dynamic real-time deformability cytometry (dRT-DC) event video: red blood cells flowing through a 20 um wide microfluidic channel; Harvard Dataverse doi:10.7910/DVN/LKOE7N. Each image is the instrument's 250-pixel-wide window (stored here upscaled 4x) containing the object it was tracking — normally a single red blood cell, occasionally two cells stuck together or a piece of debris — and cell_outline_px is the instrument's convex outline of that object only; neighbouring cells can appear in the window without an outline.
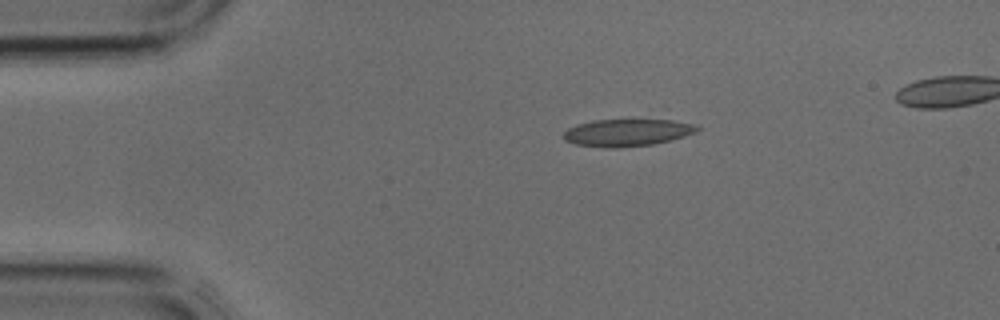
{"species": "common noctule bat (a hibernating species)", "species_latin": "Nyctalus noctula", "temperature_condition": "cold", "stored_images_in_passage": 2, "segment_of_instrument_passage": [1, 2], "camera_frame_rate_fps": 3000, "um_per_image_px": 0.085, "animal": {"sex": "male", "body_mass_g": 17.9, "forearm_length_mm": 54.2}, "frame": {"image": 1, "passage_image": 1, "time_ms": 0.0, "image_size_px": [1000, 320], "cell_outline_px": [[700, 128], [696, 132], [684, 136], [652, 144], [616, 148], [604, 148], [576, 144], [564, 140], [564, 132], [568, 128], [576, 124], [592, 120], [672, 120], [700, 124]], "centroid_in_image_um": [53.31, 11.26], "position_along_channel_um": 31.7, "area_um2": 21.21}}